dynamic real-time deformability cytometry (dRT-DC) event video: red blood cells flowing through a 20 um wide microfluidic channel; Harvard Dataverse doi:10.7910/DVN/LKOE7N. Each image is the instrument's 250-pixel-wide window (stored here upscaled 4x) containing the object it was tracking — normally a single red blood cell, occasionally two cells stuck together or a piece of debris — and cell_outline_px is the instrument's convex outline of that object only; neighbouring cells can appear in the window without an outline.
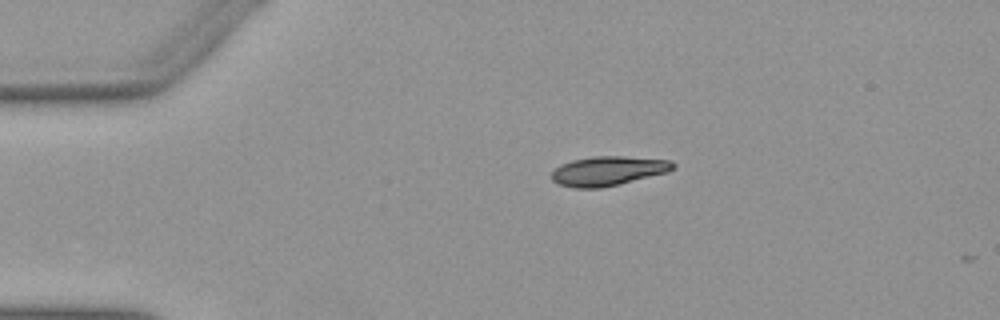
{"species": "Egyptian fruit bat (a non-hibernating species)", "species_latin": "Rousettus aegyptiacus", "temperature_condition": "warm", "stored_images_in_passage": 2, "camera_frame_rate_fps": 3000, "um_per_image_px": 0.085, "animal": {"sex": "female"}, "frame": {"image": 1, "passage_image": 1, "time_ms": 0.0, "image_size_px": [1000, 320], "cell_outline_px": [[676, 168], [668, 172], [620, 184], [600, 188], [572, 188], [560, 184], [552, 180], [548, 176], [560, 164], [572, 160], [592, 156], [624, 156], [672, 160], [676, 164]], "centroid_in_image_um": [51.69, 14.52], "position_along_channel_um": 33.3, "area_um2": 21.1}}